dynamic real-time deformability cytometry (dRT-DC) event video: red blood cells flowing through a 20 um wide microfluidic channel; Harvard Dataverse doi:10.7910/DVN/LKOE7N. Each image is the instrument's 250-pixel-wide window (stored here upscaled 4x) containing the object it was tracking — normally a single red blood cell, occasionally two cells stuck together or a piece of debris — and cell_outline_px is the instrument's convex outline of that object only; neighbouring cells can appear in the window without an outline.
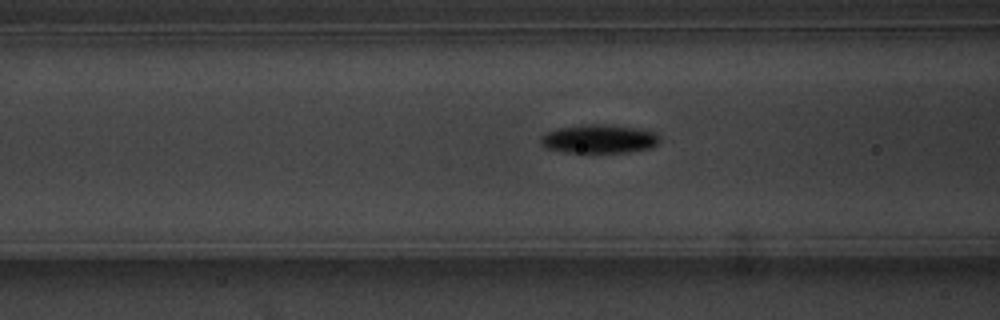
{"species": "common noctule bat (a hibernating species)", "species_latin": "Nyctalus noctula", "temperature_condition": "warm", "stored_images_in_passage": 56, "camera_frame_rate_fps": 3000, "um_per_image_px": 0.085, "animal": {"sex": "male", "body_mass_g": 20.1, "forearm_length_mm": 53.5}, "frame": {"image": 1, "passage_image": 23, "time_ms": 7.333, "image_size_px": [1000, 320], "cell_outline_px": [[660, 140], [652, 148], [628, 152], [564, 152], [544, 148], [540, 144], [540, 136], [556, 128], [580, 124], [604, 124], [636, 128], [656, 132]], "centroid_in_image_um": [50.88, 11.8], "position_along_channel_um": 115.7, "area_um2": 20.06}}
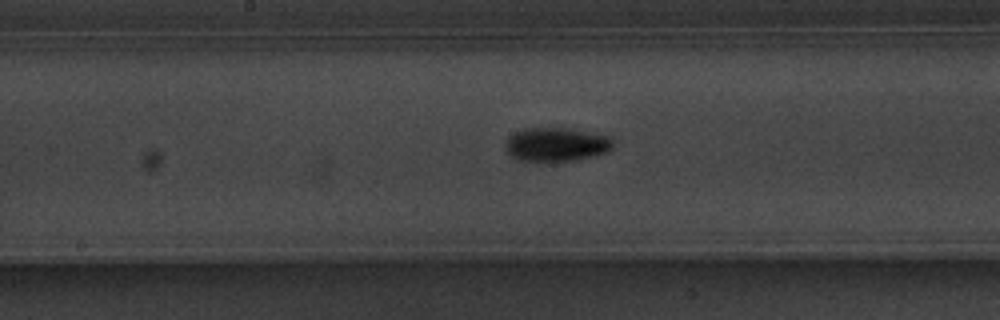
{"frame": {"image": 2, "passage_image": 30, "time_ms": 9.667, "image_size_px": [1000, 320], "cell_outline_px": [[612, 148], [608, 152], [576, 160], [516, 160], [504, 148], [504, 144], [508, 136], [516, 132], [528, 128], [564, 128], [608, 136], [612, 140]], "centroid_in_image_um": [47.25, 12.28], "position_along_channel_um": 201.0, "area_um2": 20.81}}
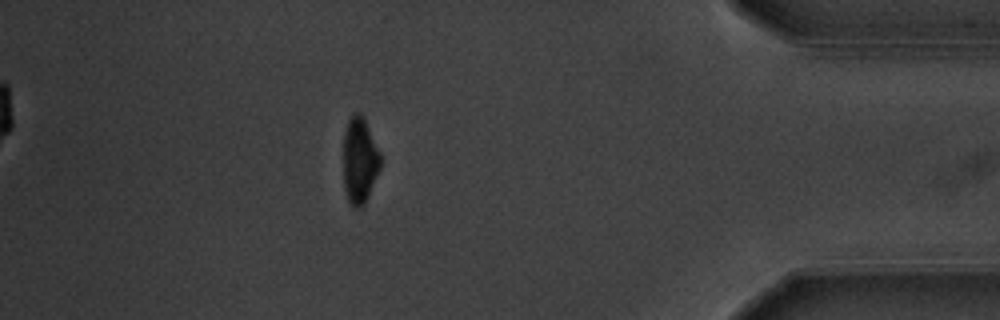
{"frame": {"image": 3, "passage_image": 50, "time_ms": 16.333, "image_size_px": [1000, 320], "cell_outline_px": [[380, 168], [368, 196], [364, 204], [360, 208], [352, 208], [348, 200], [344, 188], [344, 132], [348, 120], [356, 112], [360, 112], [364, 116], [380, 152]], "centroid_in_image_um": [30.57, 13.63], "position_along_channel_um": 404.6, "area_um2": 18.67}}